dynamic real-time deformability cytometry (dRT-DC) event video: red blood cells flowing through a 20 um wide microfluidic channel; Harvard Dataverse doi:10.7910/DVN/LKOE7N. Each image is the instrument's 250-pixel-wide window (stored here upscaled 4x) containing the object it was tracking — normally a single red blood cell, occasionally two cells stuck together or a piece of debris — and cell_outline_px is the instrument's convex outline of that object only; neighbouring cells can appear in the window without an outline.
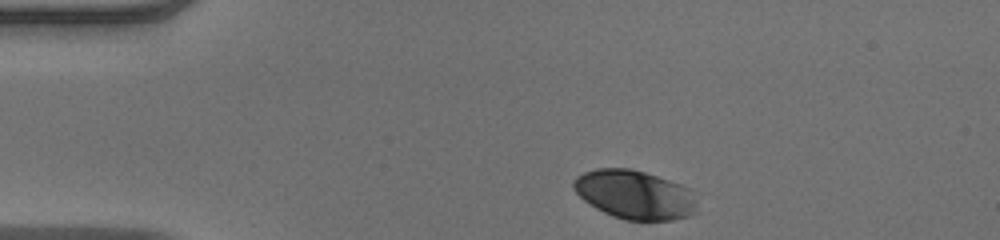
{"species": "human", "species_latin": "Homo sapiens", "temperature_condition": "warm", "stored_images_in_passage": 36, "camera_frame_rate_fps": 3000, "um_per_image_px": 0.085, "donor": {"sex": "male"}, "frame": {"image": 1, "passage_image": 1, "time_ms": 0.0, "image_size_px": [1000, 240], "cell_outline_px": [[696, 204], [692, 212], [688, 216], [672, 220], [624, 220], [612, 216], [596, 208], [584, 200], [572, 188], [572, 180], [576, 176], [584, 172], [596, 168], [632, 168], [692, 188]], "centroid_in_image_um": [53.91, 16.53], "position_along_channel_um": 31.1, "area_um2": 35.14}}
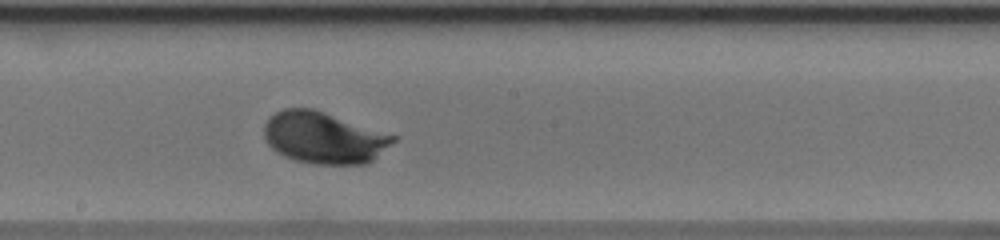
{"frame": {"image": 2, "passage_image": 20, "time_ms": 6.333, "image_size_px": [1000, 240], "cell_outline_px": [[396, 140], [368, 164], [316, 164], [296, 160], [284, 156], [276, 152], [264, 140], [264, 124], [276, 112], [284, 108], [312, 108], [396, 136]], "centroid_in_image_um": [27.5, 11.71], "position_along_channel_um": 220.7, "area_um2": 38.55}}
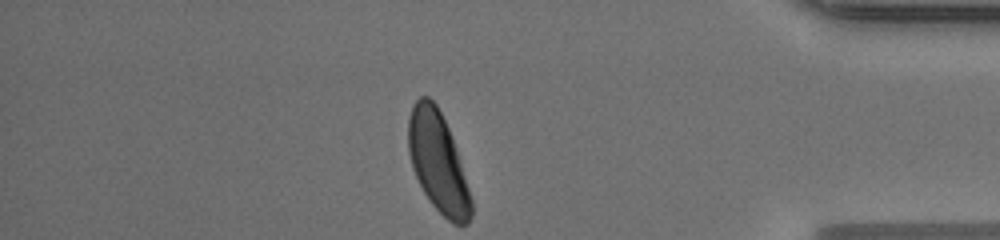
{"frame": {"image": 3, "passage_image": 36, "time_ms": 11.667, "image_size_px": [1000, 240], "cell_outline_px": [[472, 216], [468, 224], [452, 224], [432, 204], [424, 192], [412, 168], [408, 152], [408, 120], [412, 104], [420, 96], [428, 96], [436, 104], [448, 128], [472, 200]], "centroid_in_image_um": [37.2, 13.79], "position_along_channel_um": 398.0, "area_um2": 36.01}, "authors_computed_cell_mechanics": {"area_um2": 37.3677, "velocity_mm_per_s": 3.915, "shape_relaxation_time_tau1_ms": 1.6163, "shape_relaxation_time_tau2_ms": null, "deformation_change_tau1": 0.1176, "deformation_change_tau2": null}}